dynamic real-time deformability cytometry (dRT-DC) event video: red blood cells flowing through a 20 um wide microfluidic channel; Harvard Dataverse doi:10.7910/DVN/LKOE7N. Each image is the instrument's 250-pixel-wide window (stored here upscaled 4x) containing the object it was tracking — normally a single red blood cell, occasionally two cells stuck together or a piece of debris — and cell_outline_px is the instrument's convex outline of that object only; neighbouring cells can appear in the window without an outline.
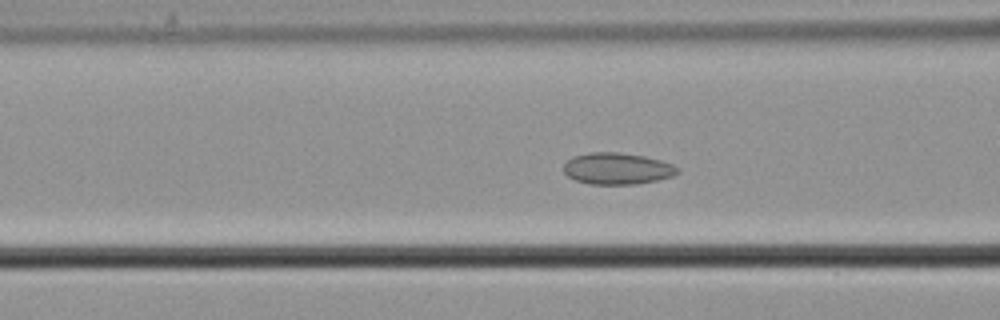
{"species": "common noctule bat (a hibernating species)", "species_latin": "Nyctalus noctula", "temperature_condition": "cold", "stored_images_in_passage": 42, "camera_frame_rate_fps": 3000, "um_per_image_px": 0.085, "animal": {"sex": "male", "body_mass_g": 21.5, "forearm_length_mm": 52.0}, "frame": {"image": 1, "passage_image": 7, "time_ms": 2.0, "image_size_px": [1000, 320], "cell_outline_px": [[680, 172], [672, 176], [656, 180], [636, 184], [588, 184], [576, 180], [568, 176], [564, 172], [564, 164], [568, 160], [576, 156], [592, 152], [620, 152], [644, 156], [660, 160], [672, 164], [680, 168]], "centroid_in_image_um": [52.49, 14.33], "position_along_channel_um": 114.1, "area_um2": 20.87}}
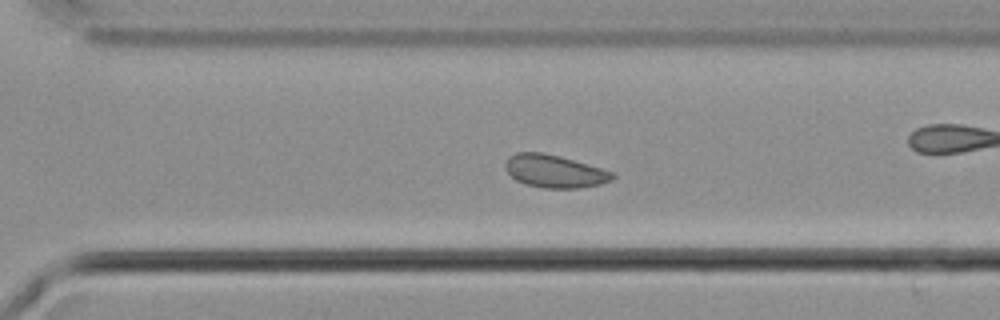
{"frame": {"image": 2, "passage_image": 24, "time_ms": 7.667, "image_size_px": [1000, 320], "cell_outline_px": [[616, 176], [612, 180], [600, 184], [580, 188], [544, 188], [524, 184], [516, 180], [504, 168], [504, 164], [508, 156], [516, 152], [540, 152], [560, 156], [616, 172]], "centroid_in_image_um": [47.14, 14.55], "position_along_channel_um": 323.5, "area_um2": 20.69}}